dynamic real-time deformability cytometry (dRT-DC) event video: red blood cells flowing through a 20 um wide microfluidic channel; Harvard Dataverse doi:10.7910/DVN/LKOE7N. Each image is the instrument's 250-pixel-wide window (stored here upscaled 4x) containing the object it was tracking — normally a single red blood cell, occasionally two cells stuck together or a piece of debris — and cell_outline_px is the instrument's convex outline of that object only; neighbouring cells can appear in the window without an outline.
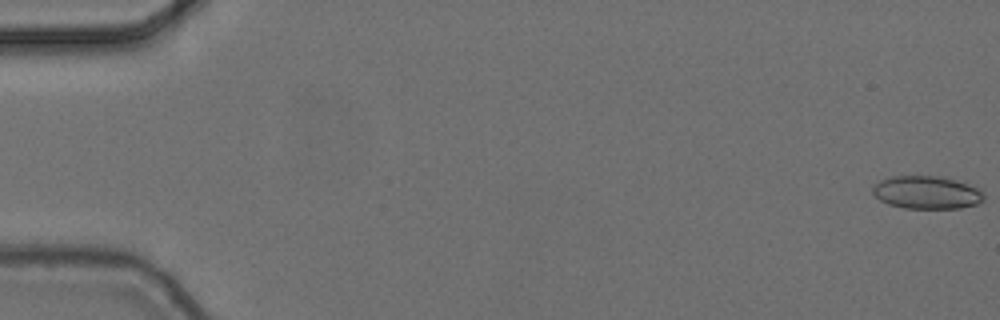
{"species": "common noctule bat (a hibernating species)", "species_latin": "Nyctalus noctula", "temperature_condition": "cold", "stored_images_in_passage": 6, "camera_frame_rate_fps": 3000, "um_per_image_px": 0.085, "animal": {"sex": "female", "body_mass_g": 24.6, "forearm_length_mm": 56.2}, "frame": {"image": 1, "passage_image": 1, "time_ms": 0.0, "image_size_px": [1000, 320], "cell_outline_px": [[984, 200], [976, 204], [960, 208], [904, 208], [888, 204], [880, 200], [872, 192], [872, 184], [880, 180], [892, 176], [936, 176], [952, 180], [980, 188], [984, 192]], "centroid_in_image_um": [78.74, 16.36], "position_along_channel_um": 6.3, "area_um2": 21.27}}
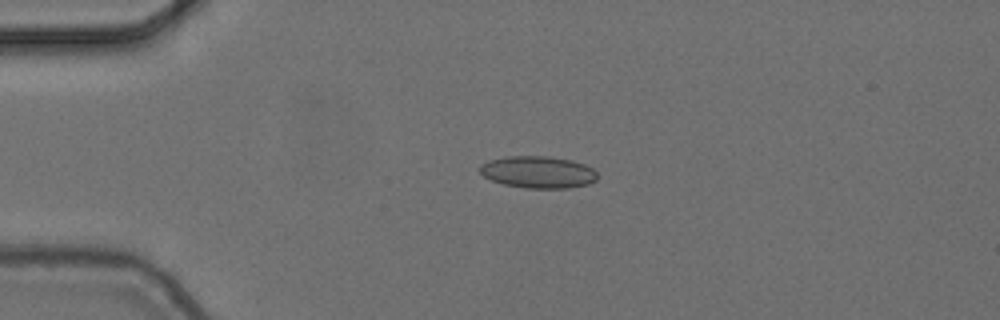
{"frame": {"image": 2, "passage_image": 4, "time_ms": 1.0, "image_size_px": [1000, 320], "cell_outline_px": [[596, 180], [588, 184], [568, 188], [524, 188], [504, 184], [492, 180], [484, 176], [480, 172], [480, 164], [488, 160], [508, 156], [552, 156], [572, 160], [584, 164], [592, 168], [596, 172]], "centroid_in_image_um": [45.73, 14.62], "position_along_channel_um": 39.3, "area_um2": 21.96}}
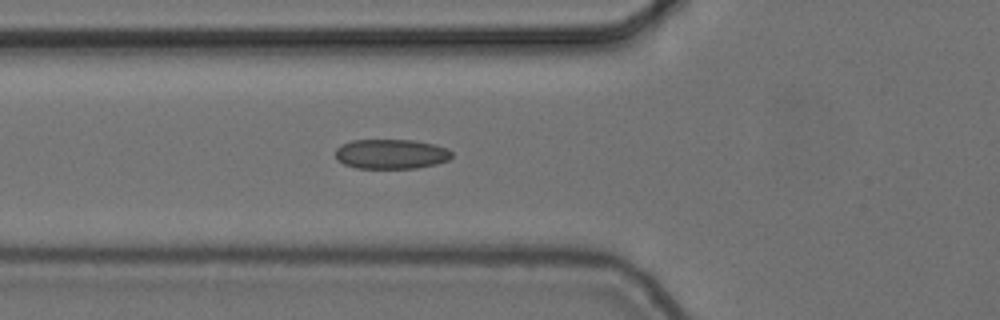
{"frame": {"image": 3, "passage_image": 6, "time_ms": 1.667, "image_size_px": [1000, 320], "cell_outline_px": [[452, 156], [448, 160], [436, 164], [416, 168], [356, 168], [344, 164], [336, 160], [336, 148], [340, 144], [352, 140], [416, 140], [436, 144], [448, 148], [452, 152]], "centroid_in_image_um": [33.25, 13.08], "position_along_channel_um": 92.6, "area_um2": 20.4}}